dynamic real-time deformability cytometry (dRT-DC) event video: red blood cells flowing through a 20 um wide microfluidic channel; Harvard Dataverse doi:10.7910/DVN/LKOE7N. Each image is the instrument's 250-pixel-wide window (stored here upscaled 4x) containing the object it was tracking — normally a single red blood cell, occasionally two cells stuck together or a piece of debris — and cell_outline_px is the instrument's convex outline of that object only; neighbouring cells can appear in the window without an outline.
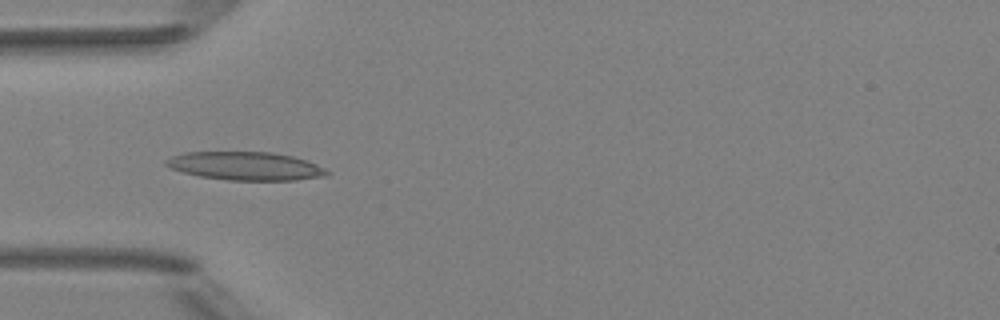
{"species": "Egyptian fruit bat (a non-hibernating species)", "species_latin": "Rousettus aegyptiacus", "temperature_condition": "room temperature", "stored_images_in_passage": 5, "camera_frame_rate_fps": 3000, "um_per_image_px": 0.085, "animal": {"sex": "female"}, "frame": {"image": 1, "passage_image": 4, "time_ms": 3.667, "image_size_px": [1000, 320], "cell_outline_px": [[332, 172], [328, 176], [296, 180], [228, 180], [200, 176], [184, 172], [172, 168], [164, 164], [164, 160], [172, 156], [184, 152], [272, 152], [292, 156], [316, 164]], "centroid_in_image_um": [20.89, 14.11], "position_along_channel_um": 64.1, "area_um2": 26.53}}
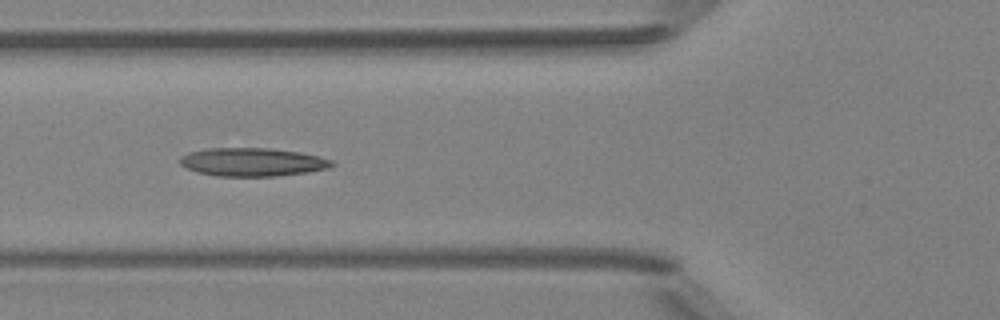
{"frame": {"image": 2, "passage_image": 5, "time_ms": 4.667, "image_size_px": [1000, 320], "cell_outline_px": [[336, 164], [328, 168], [308, 172], [276, 176], [216, 176], [196, 172], [180, 164], [180, 156], [188, 152], [208, 148], [272, 148], [300, 152], [332, 160]], "centroid_in_image_um": [21.44, 13.77], "position_along_channel_um": 104.4, "area_um2": 25.14}}